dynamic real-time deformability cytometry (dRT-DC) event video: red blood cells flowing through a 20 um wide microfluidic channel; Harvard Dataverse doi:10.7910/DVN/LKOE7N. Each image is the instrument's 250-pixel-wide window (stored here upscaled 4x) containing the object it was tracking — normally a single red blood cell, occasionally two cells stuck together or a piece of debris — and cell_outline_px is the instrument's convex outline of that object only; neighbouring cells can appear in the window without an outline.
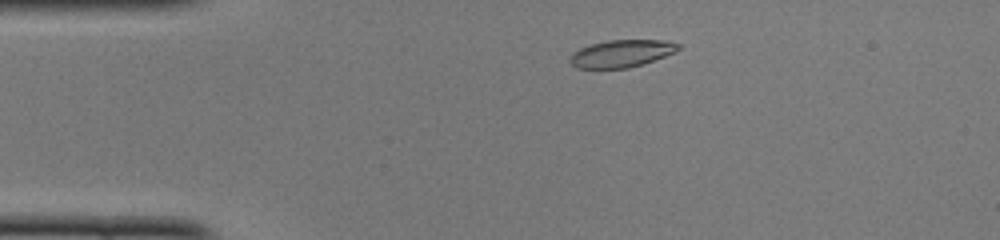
{"species": "common noctule bat (a hibernating species)", "species_latin": "Nyctalus noctula", "temperature_condition": "cold", "stored_images_in_passage": 44, "camera_frame_rate_fps": 3000, "um_per_image_px": 0.085, "animal": {"sex": "female", "body_mass_g": 22.0, "forearm_length_mm": 56.7}, "frame": {"image": 1, "passage_image": 5, "time_ms": 1.333, "image_size_px": [1000, 240], "cell_outline_px": [[680, 48], [676, 52], [644, 64], [628, 68], [576, 68], [568, 60], [580, 48], [588, 44], [608, 40], [668, 40], [680, 44]], "centroid_in_image_um": [52.87, 4.54], "position_along_channel_um": 32.1, "area_um2": 17.34}}
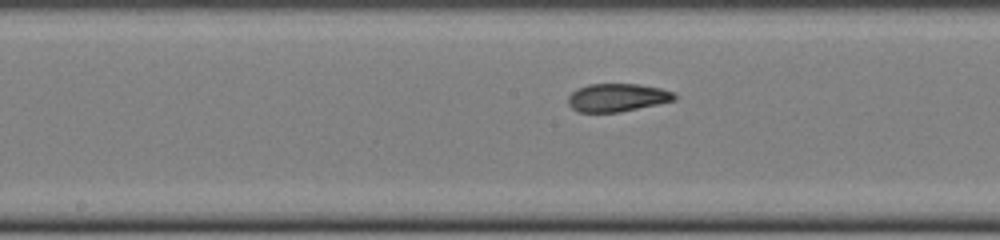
{"frame": {"image": 2, "passage_image": 20, "time_ms": 6.333, "image_size_px": [1000, 240], "cell_outline_px": [[676, 100], [620, 112], [576, 112], [568, 104], [568, 96], [576, 88], [588, 84], [640, 84], [660, 88], [676, 92]], "centroid_in_image_um": [52.46, 8.29], "position_along_channel_um": 195.7, "area_um2": 17.57}}
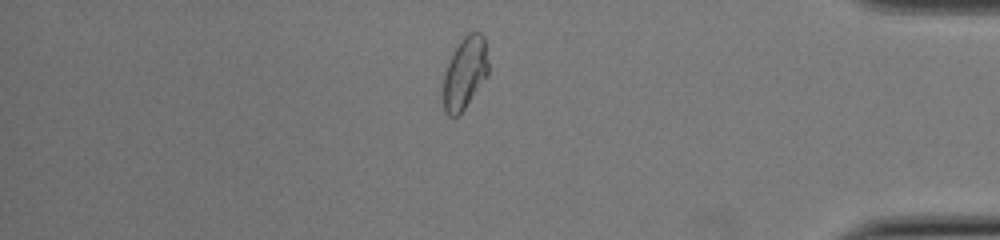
{"frame": {"image": 3, "passage_image": 37, "time_ms": 12.0, "image_size_px": [1000, 240], "cell_outline_px": [[488, 76], [464, 108], [456, 116], [448, 116], [444, 112], [444, 72], [460, 40], [468, 32], [480, 32], [484, 36], [488, 60]], "centroid_in_image_um": [39.54, 6.18], "position_along_channel_um": 395.7, "area_um2": 18.73}, "authors_computed_cell_mechanics": {"area_um2": 18.1203, "velocity_mm_per_s": 4.0929, "shape_relaxation_time_tau1_ms": 8.2282, "shape_relaxation_time_tau2_ms": 1.5734, "deformation_change_tau1": 0.2174, "deformation_change_tau2": 0.0708}}